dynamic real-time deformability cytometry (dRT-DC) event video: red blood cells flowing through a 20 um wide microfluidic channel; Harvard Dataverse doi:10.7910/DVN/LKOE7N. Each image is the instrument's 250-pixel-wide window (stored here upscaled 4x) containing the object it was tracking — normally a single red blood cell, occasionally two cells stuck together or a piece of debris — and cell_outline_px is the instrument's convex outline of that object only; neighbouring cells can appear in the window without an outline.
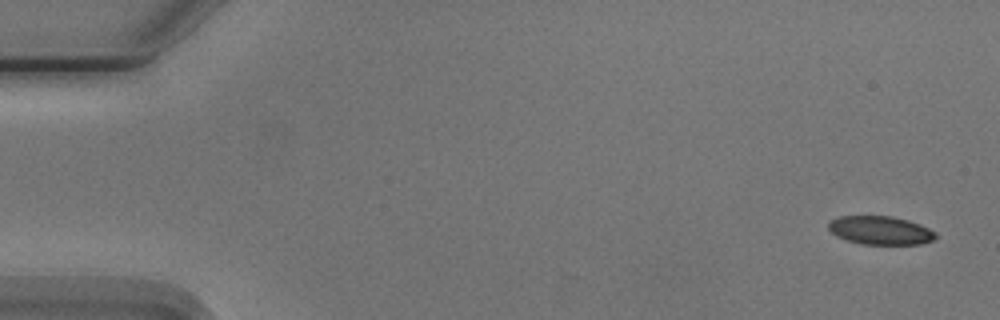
{"species": "Egyptian fruit bat (a non-hibernating species)", "species_latin": "Rousettus aegyptiacus", "temperature_condition": "cold", "stored_images_in_passage": 4, "camera_frame_rate_fps": 3000, "um_per_image_px": 0.085, "animal": {"sex": "male"}, "frame": {"image": 1, "passage_image": 1, "time_ms": 0.0, "image_size_px": [1000, 320], "cell_outline_px": [[936, 240], [920, 244], [860, 244], [836, 236], [828, 228], [828, 224], [832, 220], [840, 216], [892, 216], [908, 220], [920, 224], [936, 232]], "centroid_in_image_um": [74.86, 19.58], "position_along_channel_um": 10.1, "area_um2": 17.8}}
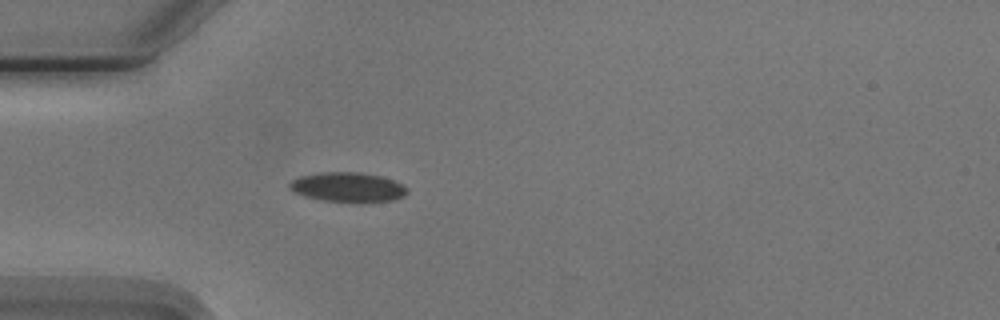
{"frame": {"image": 2, "passage_image": 4, "time_ms": 4.667, "image_size_px": [1000, 320], "cell_outline_px": [[408, 192], [404, 196], [396, 200], [320, 200], [304, 196], [292, 192], [288, 188], [288, 184], [292, 180], [300, 176], [320, 172], [360, 172], [380, 176], [404, 184], [408, 188]], "centroid_in_image_um": [29.53, 15.88], "position_along_channel_um": 55.5, "area_um2": 19.94}}